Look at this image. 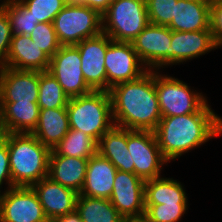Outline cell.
Masks as SVG:
<instances>
[{"instance_id":"obj_23","label":"cell","mask_w":222,"mask_h":222,"mask_svg":"<svg viewBox=\"0 0 222 222\" xmlns=\"http://www.w3.org/2000/svg\"><path fill=\"white\" fill-rule=\"evenodd\" d=\"M69 129L67 108L40 109L38 123L32 134L52 150Z\"/></svg>"},{"instance_id":"obj_10","label":"cell","mask_w":222,"mask_h":222,"mask_svg":"<svg viewBox=\"0 0 222 222\" xmlns=\"http://www.w3.org/2000/svg\"><path fill=\"white\" fill-rule=\"evenodd\" d=\"M4 188L0 193V222H48L32 187Z\"/></svg>"},{"instance_id":"obj_5","label":"cell","mask_w":222,"mask_h":222,"mask_svg":"<svg viewBox=\"0 0 222 222\" xmlns=\"http://www.w3.org/2000/svg\"><path fill=\"white\" fill-rule=\"evenodd\" d=\"M148 24L145 0H113L102 14V32L114 41L131 43Z\"/></svg>"},{"instance_id":"obj_35","label":"cell","mask_w":222,"mask_h":222,"mask_svg":"<svg viewBox=\"0 0 222 222\" xmlns=\"http://www.w3.org/2000/svg\"><path fill=\"white\" fill-rule=\"evenodd\" d=\"M210 30L218 48L222 47V0H211Z\"/></svg>"},{"instance_id":"obj_1","label":"cell","mask_w":222,"mask_h":222,"mask_svg":"<svg viewBox=\"0 0 222 222\" xmlns=\"http://www.w3.org/2000/svg\"><path fill=\"white\" fill-rule=\"evenodd\" d=\"M114 125L129 130L155 131L162 116L155 90V70L109 89Z\"/></svg>"},{"instance_id":"obj_17","label":"cell","mask_w":222,"mask_h":222,"mask_svg":"<svg viewBox=\"0 0 222 222\" xmlns=\"http://www.w3.org/2000/svg\"><path fill=\"white\" fill-rule=\"evenodd\" d=\"M37 193L45 216L54 220L75 211L78 194L75 190L54 182L48 176L32 186Z\"/></svg>"},{"instance_id":"obj_4","label":"cell","mask_w":222,"mask_h":222,"mask_svg":"<svg viewBox=\"0 0 222 222\" xmlns=\"http://www.w3.org/2000/svg\"><path fill=\"white\" fill-rule=\"evenodd\" d=\"M66 108L70 129L82 131L97 142L114 126L108 91L69 98Z\"/></svg>"},{"instance_id":"obj_15","label":"cell","mask_w":222,"mask_h":222,"mask_svg":"<svg viewBox=\"0 0 222 222\" xmlns=\"http://www.w3.org/2000/svg\"><path fill=\"white\" fill-rule=\"evenodd\" d=\"M39 71L0 66V103L37 102Z\"/></svg>"},{"instance_id":"obj_21","label":"cell","mask_w":222,"mask_h":222,"mask_svg":"<svg viewBox=\"0 0 222 222\" xmlns=\"http://www.w3.org/2000/svg\"><path fill=\"white\" fill-rule=\"evenodd\" d=\"M87 164L88 159L58 155L52 149L48 177L54 182L80 193L85 182Z\"/></svg>"},{"instance_id":"obj_11","label":"cell","mask_w":222,"mask_h":222,"mask_svg":"<svg viewBox=\"0 0 222 222\" xmlns=\"http://www.w3.org/2000/svg\"><path fill=\"white\" fill-rule=\"evenodd\" d=\"M148 70L170 66L171 29L149 23L131 42Z\"/></svg>"},{"instance_id":"obj_2","label":"cell","mask_w":222,"mask_h":222,"mask_svg":"<svg viewBox=\"0 0 222 222\" xmlns=\"http://www.w3.org/2000/svg\"><path fill=\"white\" fill-rule=\"evenodd\" d=\"M163 157L170 162L222 136V118L207 103L199 112L162 117L154 131Z\"/></svg>"},{"instance_id":"obj_8","label":"cell","mask_w":222,"mask_h":222,"mask_svg":"<svg viewBox=\"0 0 222 222\" xmlns=\"http://www.w3.org/2000/svg\"><path fill=\"white\" fill-rule=\"evenodd\" d=\"M127 146L131 154V173L144 181L162 176V167L169 162L163 157L153 131L127 129Z\"/></svg>"},{"instance_id":"obj_36","label":"cell","mask_w":222,"mask_h":222,"mask_svg":"<svg viewBox=\"0 0 222 222\" xmlns=\"http://www.w3.org/2000/svg\"><path fill=\"white\" fill-rule=\"evenodd\" d=\"M4 184L6 185L8 184L6 187L7 189L14 187L12 184V177L10 174L9 151H8V146H7V133H6L5 139L2 142H0V193L4 192L1 189Z\"/></svg>"},{"instance_id":"obj_16","label":"cell","mask_w":222,"mask_h":222,"mask_svg":"<svg viewBox=\"0 0 222 222\" xmlns=\"http://www.w3.org/2000/svg\"><path fill=\"white\" fill-rule=\"evenodd\" d=\"M217 48L211 30H171L170 66L183 64Z\"/></svg>"},{"instance_id":"obj_34","label":"cell","mask_w":222,"mask_h":222,"mask_svg":"<svg viewBox=\"0 0 222 222\" xmlns=\"http://www.w3.org/2000/svg\"><path fill=\"white\" fill-rule=\"evenodd\" d=\"M12 35L9 17L4 7L0 4V66L8 56Z\"/></svg>"},{"instance_id":"obj_33","label":"cell","mask_w":222,"mask_h":222,"mask_svg":"<svg viewBox=\"0 0 222 222\" xmlns=\"http://www.w3.org/2000/svg\"><path fill=\"white\" fill-rule=\"evenodd\" d=\"M149 23L168 26L174 16L177 0H145Z\"/></svg>"},{"instance_id":"obj_32","label":"cell","mask_w":222,"mask_h":222,"mask_svg":"<svg viewBox=\"0 0 222 222\" xmlns=\"http://www.w3.org/2000/svg\"><path fill=\"white\" fill-rule=\"evenodd\" d=\"M29 36L50 58H52L61 47L53 23L39 22Z\"/></svg>"},{"instance_id":"obj_31","label":"cell","mask_w":222,"mask_h":222,"mask_svg":"<svg viewBox=\"0 0 222 222\" xmlns=\"http://www.w3.org/2000/svg\"><path fill=\"white\" fill-rule=\"evenodd\" d=\"M35 20L53 23L56 15L67 5L66 0H18Z\"/></svg>"},{"instance_id":"obj_13","label":"cell","mask_w":222,"mask_h":222,"mask_svg":"<svg viewBox=\"0 0 222 222\" xmlns=\"http://www.w3.org/2000/svg\"><path fill=\"white\" fill-rule=\"evenodd\" d=\"M145 181L134 173L117 170L112 195V205L126 220L143 219L145 213Z\"/></svg>"},{"instance_id":"obj_14","label":"cell","mask_w":222,"mask_h":222,"mask_svg":"<svg viewBox=\"0 0 222 222\" xmlns=\"http://www.w3.org/2000/svg\"><path fill=\"white\" fill-rule=\"evenodd\" d=\"M111 40L102 32L75 45L81 56L84 80L93 91H107L105 54Z\"/></svg>"},{"instance_id":"obj_24","label":"cell","mask_w":222,"mask_h":222,"mask_svg":"<svg viewBox=\"0 0 222 222\" xmlns=\"http://www.w3.org/2000/svg\"><path fill=\"white\" fill-rule=\"evenodd\" d=\"M127 129L113 126L98 142V153L117 170L131 173V154L127 149Z\"/></svg>"},{"instance_id":"obj_30","label":"cell","mask_w":222,"mask_h":222,"mask_svg":"<svg viewBox=\"0 0 222 222\" xmlns=\"http://www.w3.org/2000/svg\"><path fill=\"white\" fill-rule=\"evenodd\" d=\"M188 203L145 205L143 219L146 222H180L189 206Z\"/></svg>"},{"instance_id":"obj_3","label":"cell","mask_w":222,"mask_h":222,"mask_svg":"<svg viewBox=\"0 0 222 222\" xmlns=\"http://www.w3.org/2000/svg\"><path fill=\"white\" fill-rule=\"evenodd\" d=\"M7 146L14 187H32L48 176L51 149L32 133H7Z\"/></svg>"},{"instance_id":"obj_38","label":"cell","mask_w":222,"mask_h":222,"mask_svg":"<svg viewBox=\"0 0 222 222\" xmlns=\"http://www.w3.org/2000/svg\"><path fill=\"white\" fill-rule=\"evenodd\" d=\"M54 222H82L79 214L76 212V210L72 213L59 216L53 220Z\"/></svg>"},{"instance_id":"obj_28","label":"cell","mask_w":222,"mask_h":222,"mask_svg":"<svg viewBox=\"0 0 222 222\" xmlns=\"http://www.w3.org/2000/svg\"><path fill=\"white\" fill-rule=\"evenodd\" d=\"M69 97L48 71L39 72L38 106L40 109L66 108Z\"/></svg>"},{"instance_id":"obj_40","label":"cell","mask_w":222,"mask_h":222,"mask_svg":"<svg viewBox=\"0 0 222 222\" xmlns=\"http://www.w3.org/2000/svg\"><path fill=\"white\" fill-rule=\"evenodd\" d=\"M126 222H146L144 219L128 220Z\"/></svg>"},{"instance_id":"obj_19","label":"cell","mask_w":222,"mask_h":222,"mask_svg":"<svg viewBox=\"0 0 222 222\" xmlns=\"http://www.w3.org/2000/svg\"><path fill=\"white\" fill-rule=\"evenodd\" d=\"M117 168L96 153L88 159L83 188L79 194L86 197L109 199L112 195Z\"/></svg>"},{"instance_id":"obj_18","label":"cell","mask_w":222,"mask_h":222,"mask_svg":"<svg viewBox=\"0 0 222 222\" xmlns=\"http://www.w3.org/2000/svg\"><path fill=\"white\" fill-rule=\"evenodd\" d=\"M50 59L29 35L13 34L8 56L1 66L42 72L48 70Z\"/></svg>"},{"instance_id":"obj_22","label":"cell","mask_w":222,"mask_h":222,"mask_svg":"<svg viewBox=\"0 0 222 222\" xmlns=\"http://www.w3.org/2000/svg\"><path fill=\"white\" fill-rule=\"evenodd\" d=\"M39 114L37 102L0 103V115L6 133H32Z\"/></svg>"},{"instance_id":"obj_29","label":"cell","mask_w":222,"mask_h":222,"mask_svg":"<svg viewBox=\"0 0 222 222\" xmlns=\"http://www.w3.org/2000/svg\"><path fill=\"white\" fill-rule=\"evenodd\" d=\"M0 3L9 17L12 34L30 35L39 23L18 0H3Z\"/></svg>"},{"instance_id":"obj_6","label":"cell","mask_w":222,"mask_h":222,"mask_svg":"<svg viewBox=\"0 0 222 222\" xmlns=\"http://www.w3.org/2000/svg\"><path fill=\"white\" fill-rule=\"evenodd\" d=\"M155 90L162 117L199 112L208 103L202 92L194 91L178 78L162 75L160 70H155Z\"/></svg>"},{"instance_id":"obj_26","label":"cell","mask_w":222,"mask_h":222,"mask_svg":"<svg viewBox=\"0 0 222 222\" xmlns=\"http://www.w3.org/2000/svg\"><path fill=\"white\" fill-rule=\"evenodd\" d=\"M75 210L82 222H126L109 199L78 194Z\"/></svg>"},{"instance_id":"obj_37","label":"cell","mask_w":222,"mask_h":222,"mask_svg":"<svg viewBox=\"0 0 222 222\" xmlns=\"http://www.w3.org/2000/svg\"><path fill=\"white\" fill-rule=\"evenodd\" d=\"M113 0H66L67 4H82L97 10L101 15L108 9Z\"/></svg>"},{"instance_id":"obj_39","label":"cell","mask_w":222,"mask_h":222,"mask_svg":"<svg viewBox=\"0 0 222 222\" xmlns=\"http://www.w3.org/2000/svg\"><path fill=\"white\" fill-rule=\"evenodd\" d=\"M5 136H6V131L0 115V142H2L5 139Z\"/></svg>"},{"instance_id":"obj_12","label":"cell","mask_w":222,"mask_h":222,"mask_svg":"<svg viewBox=\"0 0 222 222\" xmlns=\"http://www.w3.org/2000/svg\"><path fill=\"white\" fill-rule=\"evenodd\" d=\"M107 91L116 84L133 81L148 69L141 62L130 42L111 40L105 54Z\"/></svg>"},{"instance_id":"obj_20","label":"cell","mask_w":222,"mask_h":222,"mask_svg":"<svg viewBox=\"0 0 222 222\" xmlns=\"http://www.w3.org/2000/svg\"><path fill=\"white\" fill-rule=\"evenodd\" d=\"M211 0H177L168 27L172 31L210 30Z\"/></svg>"},{"instance_id":"obj_7","label":"cell","mask_w":222,"mask_h":222,"mask_svg":"<svg viewBox=\"0 0 222 222\" xmlns=\"http://www.w3.org/2000/svg\"><path fill=\"white\" fill-rule=\"evenodd\" d=\"M61 46L79 42L102 33V15L82 4H67L53 21Z\"/></svg>"},{"instance_id":"obj_25","label":"cell","mask_w":222,"mask_h":222,"mask_svg":"<svg viewBox=\"0 0 222 222\" xmlns=\"http://www.w3.org/2000/svg\"><path fill=\"white\" fill-rule=\"evenodd\" d=\"M144 197L145 205L188 203L184 185L163 176L145 181Z\"/></svg>"},{"instance_id":"obj_9","label":"cell","mask_w":222,"mask_h":222,"mask_svg":"<svg viewBox=\"0 0 222 222\" xmlns=\"http://www.w3.org/2000/svg\"><path fill=\"white\" fill-rule=\"evenodd\" d=\"M47 71L56 78L69 98L93 91L84 80L81 56L75 45L61 46L50 59Z\"/></svg>"},{"instance_id":"obj_27","label":"cell","mask_w":222,"mask_h":222,"mask_svg":"<svg viewBox=\"0 0 222 222\" xmlns=\"http://www.w3.org/2000/svg\"><path fill=\"white\" fill-rule=\"evenodd\" d=\"M53 150L58 155L89 159L98 153V142L82 131L69 129Z\"/></svg>"}]
</instances>
